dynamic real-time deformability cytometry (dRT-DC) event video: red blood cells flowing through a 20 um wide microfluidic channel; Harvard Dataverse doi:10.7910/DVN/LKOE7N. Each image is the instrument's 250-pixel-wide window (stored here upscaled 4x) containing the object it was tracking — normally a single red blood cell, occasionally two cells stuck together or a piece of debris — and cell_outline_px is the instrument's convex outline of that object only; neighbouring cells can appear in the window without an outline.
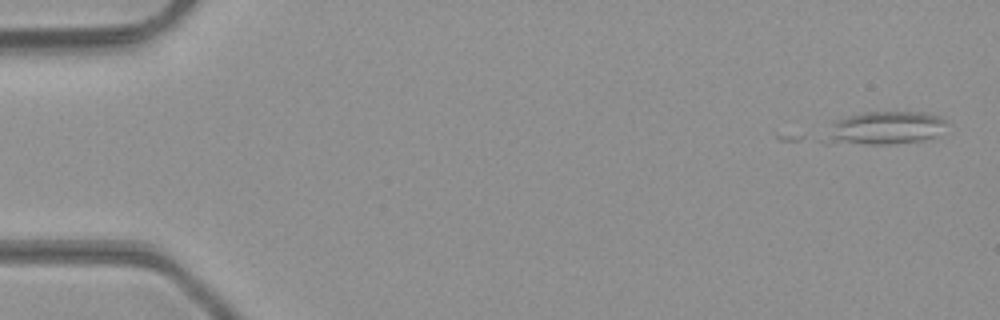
{"species": "common noctule bat (a hibernating species)", "species_latin": "Nyctalus noctula", "temperature_condition": "room temperature", "stored_images_in_passage": 6, "camera_frame_rate_fps": 3000, "um_per_image_px": 0.085, "animal": {"sex": "male", "body_mass_g": 23.1, "forearm_length_mm": 52.7}, "frame": {"image": 1, "passage_image": 6, "time_ms": 1.667, "image_size_px": [1000, 320], "cell_outline_px": [[948, 124], [936, 136], [924, 140], [892, 144], [824, 144], [820, 140], [832, 124], [836, 120], [848, 116], [864, 112], [924, 112], [940, 116]], "centroid_in_image_um": [75.14, 10.9], "position_along_channel_um": 9.9, "area_um2": 23.87}}